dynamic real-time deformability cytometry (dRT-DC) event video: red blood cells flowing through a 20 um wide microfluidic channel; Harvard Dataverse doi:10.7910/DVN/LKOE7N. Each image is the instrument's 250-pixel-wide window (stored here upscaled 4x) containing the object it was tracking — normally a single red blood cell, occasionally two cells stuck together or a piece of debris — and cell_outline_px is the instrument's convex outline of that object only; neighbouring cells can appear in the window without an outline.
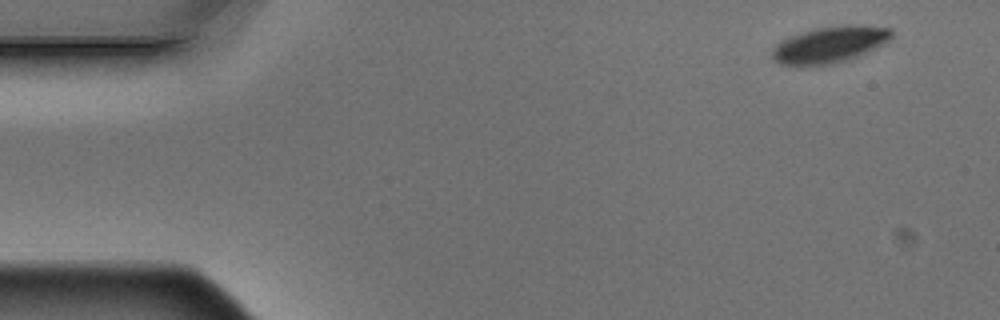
{"species": "Egyptian fruit bat (a non-hibernating species)", "species_latin": "Rousettus aegyptiacus", "temperature_condition": "warm", "stored_images_in_passage": 10, "camera_frame_rate_fps": 3000, "um_per_image_px": 0.085, "animal": {"sex": "male"}, "frame": {"image": 1, "passage_image": 1, "time_ms": 0.0, "image_size_px": [1000, 320], "cell_outline_px": [[892, 36], [884, 44], [848, 60], [808, 68], [800, 68], [780, 64], [772, 56], [772, 48], [776, 44], [788, 36], [816, 28], [848, 24], [860, 24], [892, 28]], "centroid_in_image_um": [70.49, 3.81], "position_along_channel_um": 14.5, "area_um2": 25.89}}
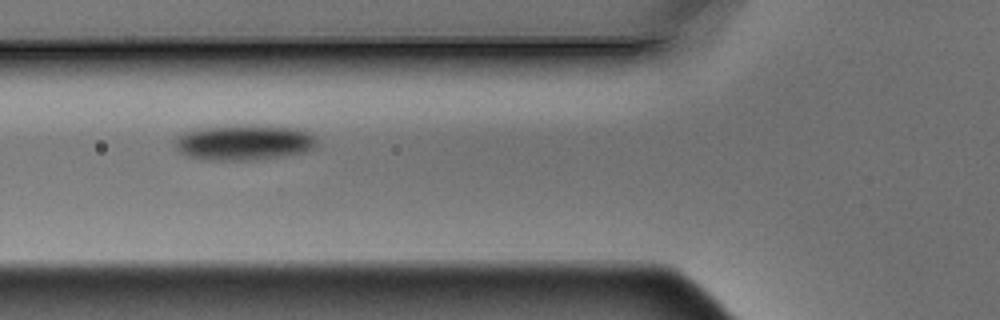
{"frame": {"image": 2, "passage_image": 6, "time_ms": 1.667, "image_size_px": [1000, 320], "cell_outline_px": [[316, 148], [304, 152], [288, 156], [264, 160], [204, 160], [188, 156], [180, 152], [176, 148], [176, 136], [184, 132], [204, 128], [244, 124], [252, 124], [296, 128], [308, 132], [316, 140]], "centroid_in_image_um": [20.78, 12.12], "position_along_channel_um": 105.0, "area_um2": 29.77}}
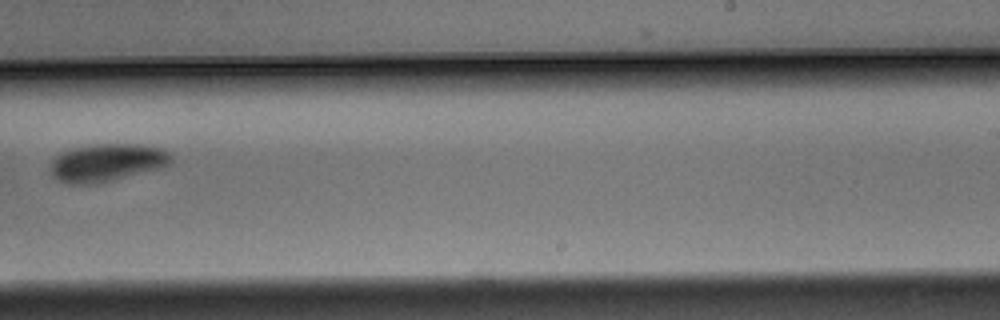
{"frame": {"image": 3, "passage_image": 10, "time_ms": 3.0, "image_size_px": [1000, 320], "cell_outline_px": [[172, 160], [168, 164], [160, 168], [96, 184], [68, 184], [52, 176], [48, 168], [52, 160], [60, 152], [72, 148], [96, 144], [140, 144], [164, 148], [172, 156]], "centroid_in_image_um": [9.06, 13.81], "position_along_channel_um": 279.9, "area_um2": 26.7}}